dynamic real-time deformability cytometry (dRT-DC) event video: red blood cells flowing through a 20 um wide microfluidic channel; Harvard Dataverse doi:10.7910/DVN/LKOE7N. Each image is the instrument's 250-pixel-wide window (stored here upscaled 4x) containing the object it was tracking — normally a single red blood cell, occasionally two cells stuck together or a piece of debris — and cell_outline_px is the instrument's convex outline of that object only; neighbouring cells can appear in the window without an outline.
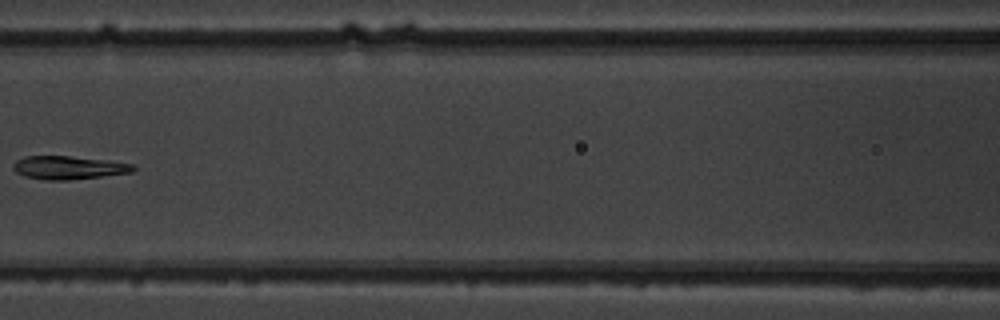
{"species": "common noctule bat (a hibernating species)", "species_latin": "Nyctalus noctula", "temperature_condition": "warm", "stored_images_in_passage": 9, "camera_frame_rate_fps": 3000, "um_per_image_px": 0.085, "animal": {"sex": "male", "body_mass_g": 19.5, "forearm_length_mm": 54.6}, "frame": {"image": 1, "passage_image": 8, "time_ms": 8.333, "image_size_px": [1000, 320], "cell_outline_px": [[136, 168], [132, 172], [72, 180], [44, 180], [24, 176], [16, 172], [12, 168], [12, 164], [16, 160], [24, 156], [68, 156], [108, 160], [132, 164]], "centroid_in_image_um": [5.79, 14.25], "position_along_channel_um": 160.8, "area_um2": 16.36}}
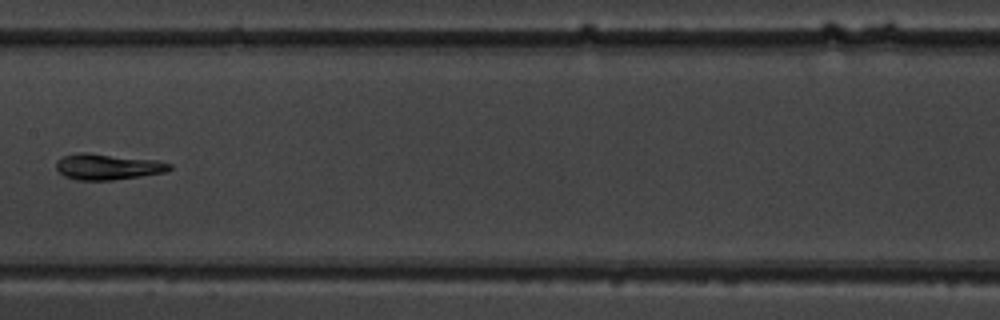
{"frame": {"image": 2, "passage_image": 9, "time_ms": 9.333, "image_size_px": [1000, 320], "cell_outline_px": [[172, 168], [164, 172], [140, 176], [112, 180], [76, 180], [64, 176], [56, 168], [56, 160], [64, 156], [80, 152], [88, 152], [156, 160], [172, 164]], "centroid_in_image_um": [9.13, 14.16], "position_along_channel_um": 198.3, "area_um2": 17.11}}